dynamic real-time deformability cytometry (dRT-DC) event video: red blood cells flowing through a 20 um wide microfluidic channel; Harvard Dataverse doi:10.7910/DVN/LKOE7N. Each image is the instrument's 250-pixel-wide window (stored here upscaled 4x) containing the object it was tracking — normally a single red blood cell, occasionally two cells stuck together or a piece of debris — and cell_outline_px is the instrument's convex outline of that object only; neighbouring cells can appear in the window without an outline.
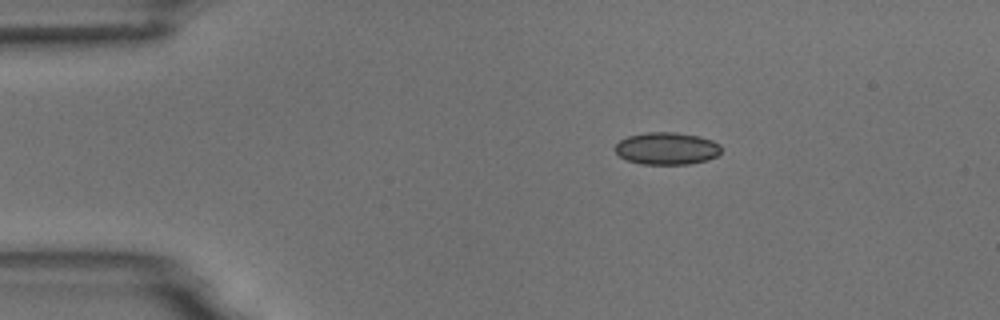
{"species": "common noctule bat (a hibernating species)", "species_latin": "Nyctalus noctula", "temperature_condition": "room temperature", "stored_images_in_passage": 6, "camera_frame_rate_fps": 3000, "um_per_image_px": 0.085, "animal": {"sex": "male", "body_mass_g": 18.8}, "frame": {"image": 1, "passage_image": 6, "time_ms": 6.0, "image_size_px": [1000, 320], "cell_outline_px": [[720, 152], [716, 156], [708, 160], [688, 164], [640, 164], [628, 160], [620, 156], [616, 152], [616, 144], [620, 140], [628, 136], [644, 132], [676, 132], [700, 136], [712, 140], [720, 144]], "centroid_in_image_um": [56.69, 12.61], "position_along_channel_um": 28.3, "area_um2": 20.0}}